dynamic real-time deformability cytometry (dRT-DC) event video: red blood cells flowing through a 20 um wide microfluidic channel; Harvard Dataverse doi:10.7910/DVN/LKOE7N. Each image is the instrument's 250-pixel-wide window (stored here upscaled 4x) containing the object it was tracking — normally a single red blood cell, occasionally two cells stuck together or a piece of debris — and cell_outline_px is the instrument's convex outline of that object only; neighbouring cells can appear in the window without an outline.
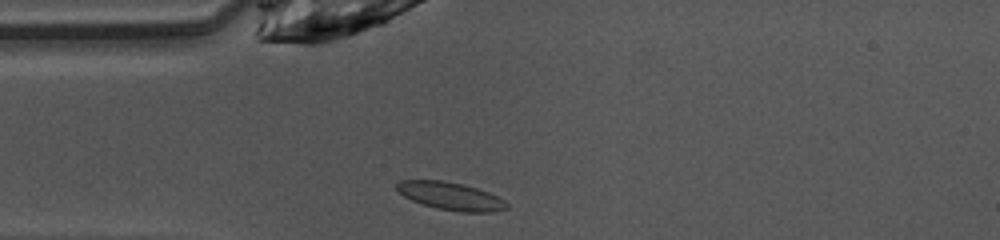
{"species": "common noctule bat (a hibernating species)", "species_latin": "Nyctalus noctula", "temperature_condition": "warm", "stored_images_in_passage": 37, "camera_frame_rate_fps": 3000, "um_per_image_px": 0.085, "animal": {"sex": "female", "body_mass_g": 10.0, "forearm_length_mm": 53.1}, "frame": {"image": 1, "passage_image": 1, "time_ms": 0.0, "image_size_px": [1000, 240], "cell_outline_px": [[508, 208], [492, 212], [460, 212], [436, 208], [412, 200], [404, 196], [396, 188], [396, 184], [400, 180], [444, 180], [464, 184], [488, 192], [504, 200], [508, 204]], "centroid_in_image_um": [38.31, 16.66], "position_along_channel_um": 46.7, "area_um2": 17.74}}
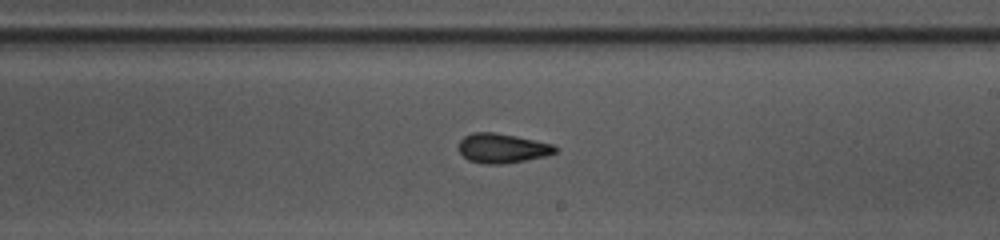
{"frame": {"image": 2, "passage_image": 16, "time_ms": 5.0, "image_size_px": [1000, 240], "cell_outline_px": [[560, 148], [556, 152], [544, 156], [524, 160], [500, 164], [484, 164], [468, 160], [456, 148], [460, 140], [464, 136], [472, 132], [492, 132], [516, 136], [552, 144]], "centroid_in_image_um": [42.65, 12.59], "position_along_channel_um": 246.4, "area_um2": 16.59}}
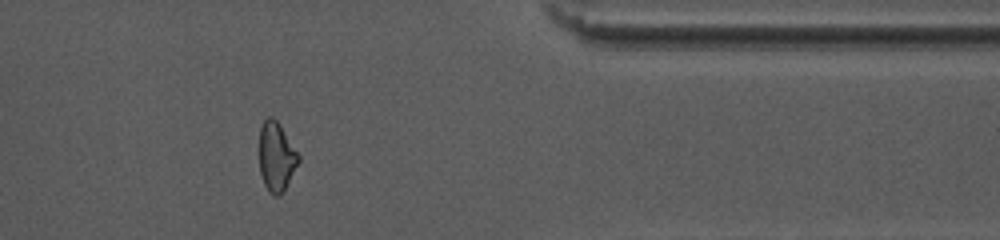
{"frame": {"image": 3, "passage_image": 28, "time_ms": 9.0, "image_size_px": [1000, 240], "cell_outline_px": [[300, 160], [280, 196], [276, 196], [268, 192], [264, 184], [260, 172], [260, 128], [264, 120], [268, 116], [272, 116], [280, 124], [300, 156]], "centroid_in_image_um": [23.49, 13.31], "position_along_channel_um": 387.9, "area_um2": 15.66}, "authors_computed_cell_mechanics": {"area_um2": 16.5308, "velocity_mm_per_s": 4.1034, "shape_relaxation_time_tau1_ms": 5.8255, "shape_relaxation_time_tau2_ms": 2.2098, "deformation_change_tau1": 0.1454, "deformation_change_tau2": 0.056}}